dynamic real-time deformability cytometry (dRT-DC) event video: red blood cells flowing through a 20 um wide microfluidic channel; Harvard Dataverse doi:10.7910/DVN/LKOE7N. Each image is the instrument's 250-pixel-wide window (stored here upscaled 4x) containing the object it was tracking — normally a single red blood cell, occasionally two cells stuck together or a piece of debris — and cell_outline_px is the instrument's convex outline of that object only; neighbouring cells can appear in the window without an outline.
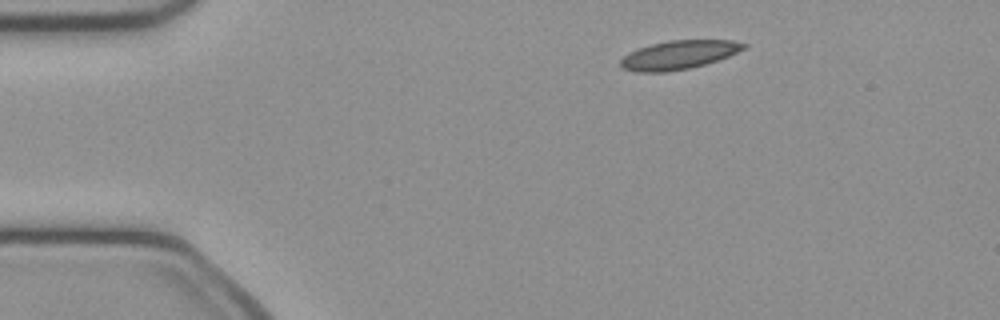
{"species": "common noctule bat (a hibernating species)", "species_latin": "Nyctalus noctula", "temperature_condition": "cold", "stored_images_in_passage": 43, "camera_frame_rate_fps": 3000, "um_per_image_px": 0.085, "animal": {"sex": "female", "body_mass_g": 21.9}, "frame": {"image": 1, "passage_image": 1, "time_ms": 0.0, "image_size_px": [1000, 320], "cell_outline_px": [[748, 48], [728, 56], [704, 64], [688, 68], [668, 72], [636, 72], [624, 68], [620, 64], [620, 60], [624, 56], [640, 48], [652, 44], [668, 40], [732, 40], [748, 44]], "centroid_in_image_um": [57.74, 4.66], "position_along_channel_um": 27.3, "area_um2": 20.4}}
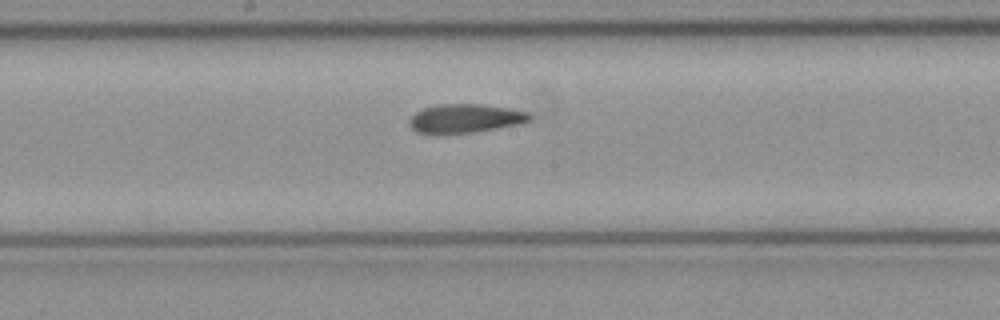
{"frame": {"image": 2, "passage_image": 19, "time_ms": 6.0, "image_size_px": [1000, 320], "cell_outline_px": [[532, 120], [520, 124], [472, 132], [416, 132], [408, 124], [408, 120], [416, 112], [424, 108], [436, 104], [480, 104], [512, 108], [528, 112], [532, 116]], "centroid_in_image_um": [39.59, 10.04], "position_along_channel_um": 208.6, "area_um2": 19.94}}
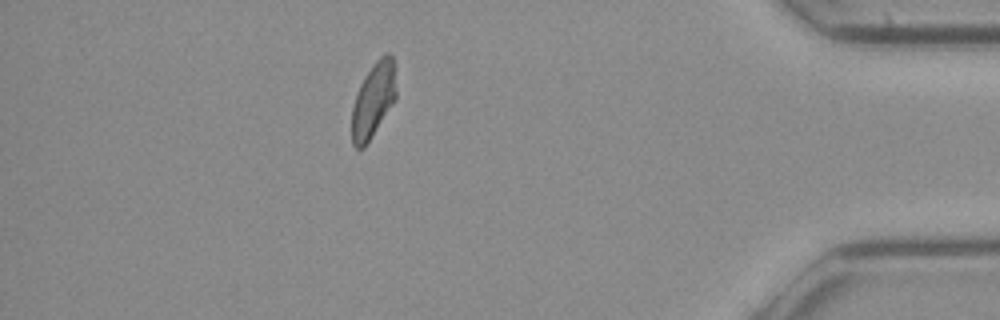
{"frame": {"image": 3, "passage_image": 37, "time_ms": 12.0, "image_size_px": [1000, 320], "cell_outline_px": [[396, 100], [364, 148], [356, 148], [352, 144], [352, 108], [360, 84], [364, 76], [376, 60], [384, 52], [388, 52], [392, 56], [396, 88]], "centroid_in_image_um": [31.74, 8.5], "position_along_channel_um": 403.5, "area_um2": 19.31}, "authors_computed_cell_mechanics": {"area_um2": 20.2878, "velocity_mm_per_s": 4.0418, "shape_relaxation_time_tau1_ms": 10.1903, "shape_relaxation_time_tau2_ms": 4.6872, "deformation_change_tau1": 0.2038, "deformation_change_tau2": 0.1075}}